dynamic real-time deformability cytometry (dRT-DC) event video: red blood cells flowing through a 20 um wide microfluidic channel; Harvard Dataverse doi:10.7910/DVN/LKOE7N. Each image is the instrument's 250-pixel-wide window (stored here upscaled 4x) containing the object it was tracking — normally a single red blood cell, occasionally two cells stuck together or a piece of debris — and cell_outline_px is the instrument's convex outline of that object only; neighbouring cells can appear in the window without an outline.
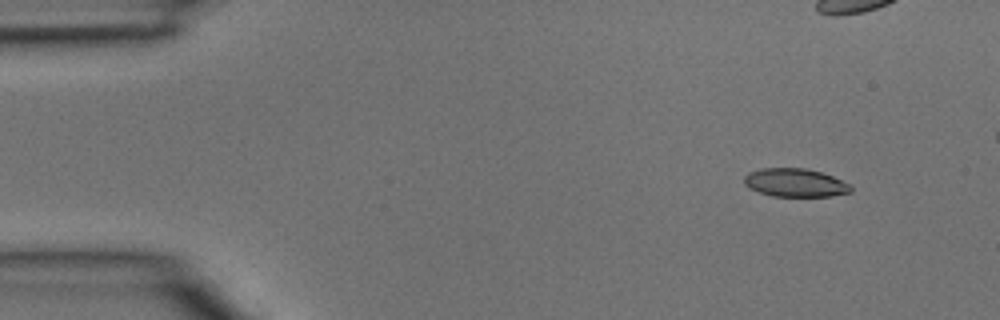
{"species": "common noctule bat (a hibernating species)", "species_latin": "Nyctalus noctula", "temperature_condition": "room temperature", "stored_images_in_passage": 5, "camera_frame_rate_fps": 3000, "um_per_image_px": 0.085, "animal": {"sex": "male", "body_mass_g": 15.6}, "frame": {"image": 1, "passage_image": 2, "time_ms": 0.333, "image_size_px": [1000, 320], "cell_outline_px": [[852, 192], [832, 196], [772, 196], [748, 188], [744, 184], [744, 176], [748, 172], [760, 168], [804, 168], [820, 172], [832, 176], [852, 184]], "centroid_in_image_um": [67.59, 15.53], "position_along_channel_um": 17.4, "area_um2": 17.74}}